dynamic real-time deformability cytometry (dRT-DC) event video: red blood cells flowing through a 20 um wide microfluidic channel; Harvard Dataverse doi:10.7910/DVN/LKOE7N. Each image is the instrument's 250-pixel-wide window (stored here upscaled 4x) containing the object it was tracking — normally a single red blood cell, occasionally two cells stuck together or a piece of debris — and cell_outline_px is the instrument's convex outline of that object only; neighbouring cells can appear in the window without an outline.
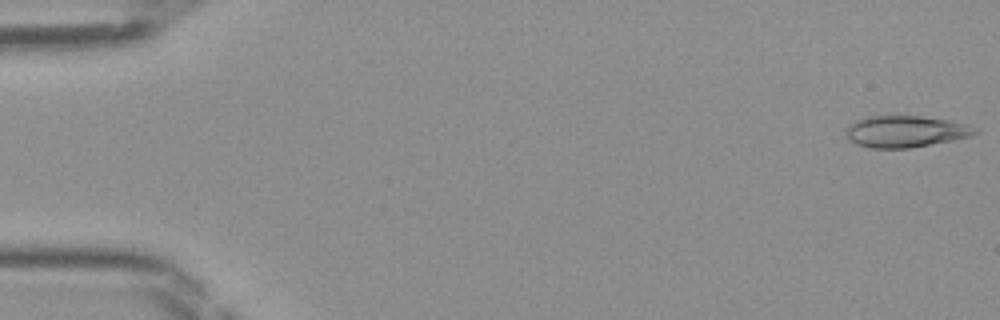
{"species": "Egyptian fruit bat (a non-hibernating species)", "species_latin": "Rousettus aegyptiacus", "temperature_condition": "room temperature", "stored_images_in_passage": 11, "camera_frame_rate_fps": 3000, "um_per_image_px": 0.085, "frame": {"image": 1, "passage_image": 1, "time_ms": 0.0, "image_size_px": [1000, 320], "cell_outline_px": [[980, 132], [972, 136], [952, 140], [908, 148], [872, 148], [856, 144], [848, 140], [844, 136], [844, 132], [848, 124], [856, 120], [868, 116], [920, 116], [948, 120], [968, 124]], "centroid_in_image_um": [76.92, 11.17], "position_along_channel_um": 8.1, "area_um2": 23.87}}